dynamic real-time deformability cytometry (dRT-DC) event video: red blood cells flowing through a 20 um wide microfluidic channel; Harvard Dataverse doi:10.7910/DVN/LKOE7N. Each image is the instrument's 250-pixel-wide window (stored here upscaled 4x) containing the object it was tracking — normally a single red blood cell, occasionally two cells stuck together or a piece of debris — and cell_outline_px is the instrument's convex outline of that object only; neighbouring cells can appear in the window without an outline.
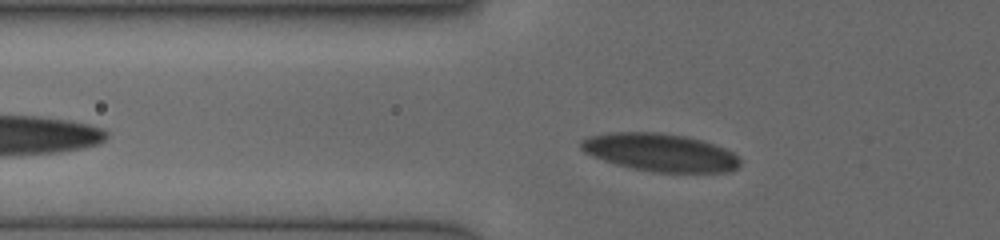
{"species": "human", "species_latin": "Homo sapiens", "temperature_condition": "cold", "stored_images_in_passage": 52, "camera_frame_rate_fps": 3000, "um_per_image_px": 0.085, "donor": {"sex": "female"}, "frame": {"image": 1, "passage_image": 9, "time_ms": 2.333, "image_size_px": [1000, 240], "cell_outline_px": [[740, 164], [732, 172], [652, 172], [632, 168], [616, 164], [592, 156], [584, 152], [580, 148], [580, 140], [588, 136], [608, 132], [660, 132], [684, 136], [700, 140], [724, 148], [732, 152], [740, 160]], "centroid_in_image_um": [56.07, 12.95], "position_along_channel_um": 69.7, "area_um2": 35.08}}
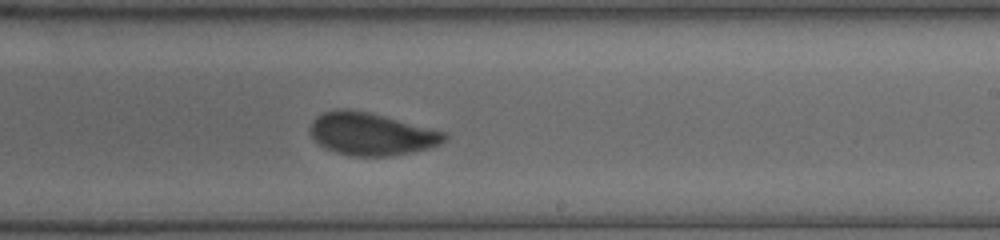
{"frame": {"image": 2, "passage_image": 35, "time_ms": 7.0, "image_size_px": [1000, 240], "cell_outline_px": [[448, 140], [440, 144], [428, 148], [412, 152], [392, 156], [352, 156], [336, 152], [324, 148], [312, 136], [312, 120], [316, 116], [324, 112], [368, 112], [384, 116], [444, 132], [448, 136]], "centroid_in_image_um": [31.62, 11.44], "position_along_channel_um": 257.4, "area_um2": 32.25}}
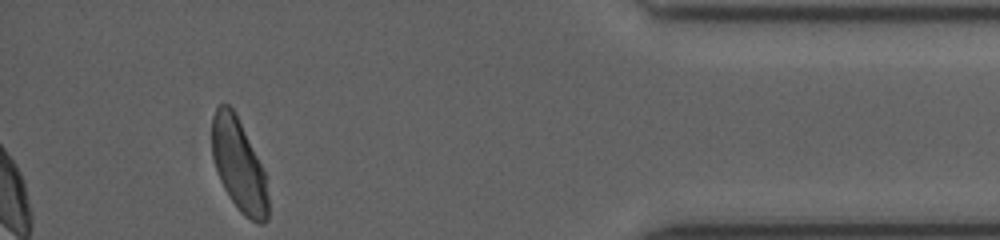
{"frame": {"image": 3, "passage_image": 51, "time_ms": 11.667, "image_size_px": [1000, 240], "cell_outline_px": [[268, 220], [264, 224], [260, 224], [244, 216], [240, 212], [224, 188], [220, 180], [212, 156], [212, 116], [216, 104], [228, 104], [236, 112], [264, 172], [268, 196]], "centroid_in_image_um": [20.29, 14.02], "position_along_channel_um": 414.9, "area_um2": 30.17}}